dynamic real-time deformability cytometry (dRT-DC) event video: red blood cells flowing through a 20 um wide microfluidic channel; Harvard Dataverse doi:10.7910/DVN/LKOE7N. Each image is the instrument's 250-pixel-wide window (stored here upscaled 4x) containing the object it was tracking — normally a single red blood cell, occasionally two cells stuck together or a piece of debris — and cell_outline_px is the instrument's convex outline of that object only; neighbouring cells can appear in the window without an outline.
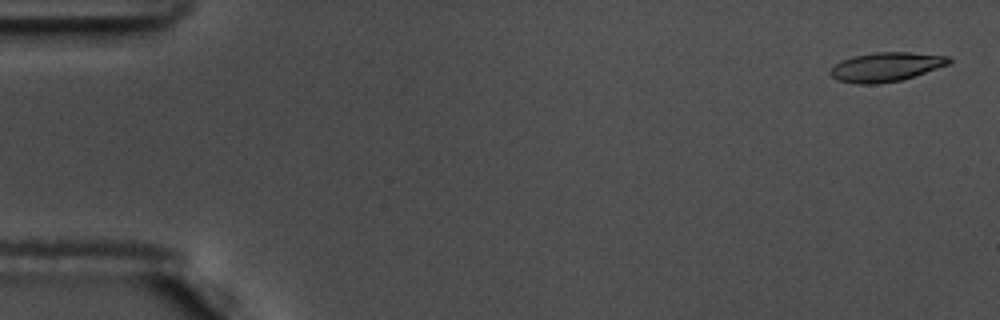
{"species": "common noctule bat (a hibernating species)", "species_latin": "Nyctalus noctula", "temperature_condition": "warm", "stored_images_in_passage": 52, "camera_frame_rate_fps": 3000, "um_per_image_px": 0.085, "animal": {"sex": "male", "body_mass_g": 17.5, "forearm_length_mm": 52.3}, "frame": {"image": 1, "passage_image": 2, "time_ms": 0.333, "image_size_px": [1000, 320], "cell_outline_px": [[952, 60], [948, 64], [900, 80], [876, 84], [856, 84], [836, 80], [828, 72], [840, 60], [852, 56], [876, 52], [912, 52], [948, 56]], "centroid_in_image_um": [75.25, 5.68], "position_along_channel_um": 9.7, "area_um2": 20.0}}
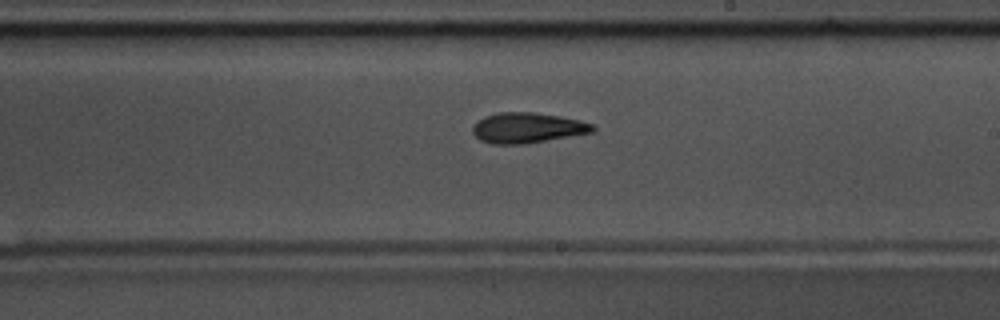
{"frame": {"image": 2, "passage_image": 33, "time_ms": 10.667, "image_size_px": [1000, 320], "cell_outline_px": [[596, 128], [592, 132], [520, 144], [492, 144], [480, 140], [472, 132], [472, 124], [484, 116], [496, 112], [532, 112], [560, 116], [580, 120], [592, 124]], "centroid_in_image_um": [44.76, 10.85], "position_along_channel_um": 244.2, "area_um2": 21.1}}
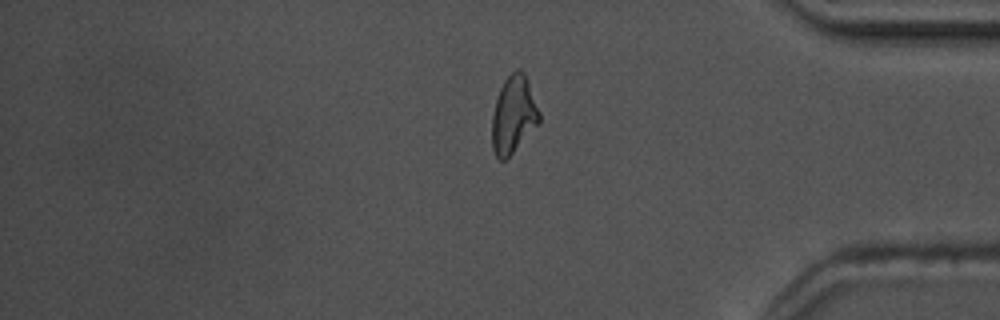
{"frame": {"image": 3, "passage_image": 47, "time_ms": 15.333, "image_size_px": [1000, 320], "cell_outline_px": [[540, 124], [508, 160], [500, 160], [496, 156], [492, 148], [492, 116], [496, 100], [500, 88], [504, 80], [516, 68], [520, 68], [524, 72], [540, 112]], "centroid_in_image_um": [43.66, 9.8], "position_along_channel_um": 391.5, "area_um2": 21.73}, "authors_computed_cell_mechanics": {"area_um2": 20.6057, "velocity_mm_per_s": 3.6341, "shape_relaxation_time_tau1_ms": 4.8069, "shape_relaxation_time_tau2_ms": 6.8727, "deformation_change_tau1": 0.1862, "deformation_change_tau2": 0.145}}